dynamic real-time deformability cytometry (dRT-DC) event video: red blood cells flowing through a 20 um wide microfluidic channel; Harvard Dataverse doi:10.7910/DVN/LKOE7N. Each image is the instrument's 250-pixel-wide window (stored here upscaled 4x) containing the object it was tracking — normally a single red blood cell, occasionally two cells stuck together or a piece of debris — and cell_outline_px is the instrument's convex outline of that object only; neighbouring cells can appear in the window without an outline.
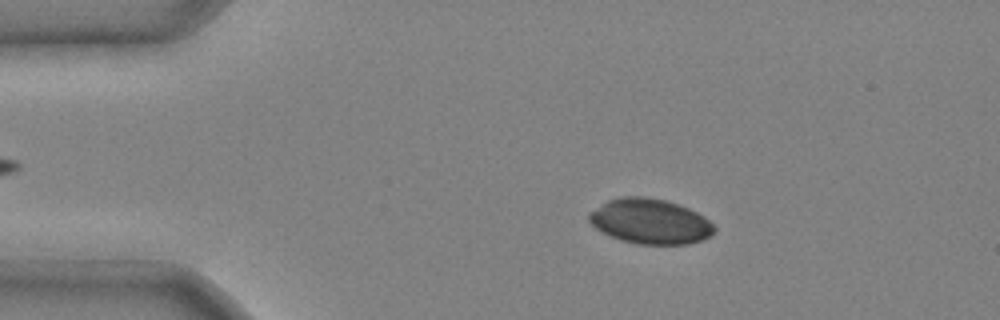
{"species": "common noctule bat (a hibernating species)", "species_latin": "Nyctalus noctula", "temperature_condition": "cold", "stored_images_in_passage": 7, "camera_frame_rate_fps": 3000, "um_per_image_px": 0.085, "animal": {"sex": "male", "body_mass_g": 20.4}, "frame": {"image": 1, "passage_image": 2, "time_ms": 0.333, "image_size_px": [1000, 320], "cell_outline_px": [[716, 228], [708, 236], [700, 240], [688, 244], [636, 244], [620, 240], [600, 232], [588, 220], [588, 212], [608, 200], [620, 196], [644, 196], [668, 200], [680, 204], [704, 216]], "centroid_in_image_um": [55.22, 18.8], "position_along_channel_um": 29.8, "area_um2": 33.06}}
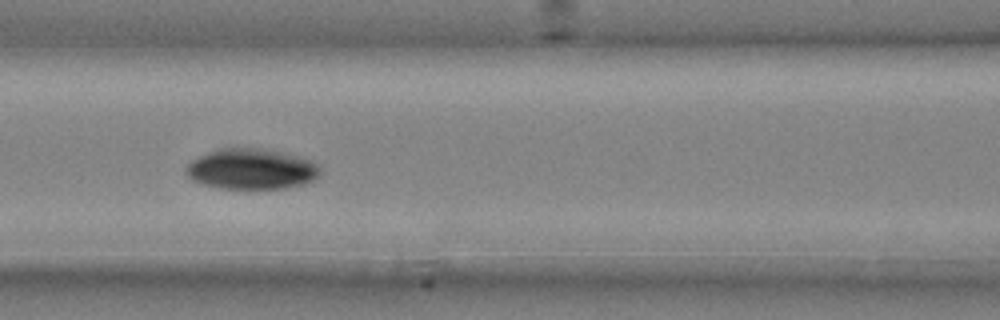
{"frame": {"image": 2, "passage_image": 5, "time_ms": 1.333, "image_size_px": [1000, 320], "cell_outline_px": [[320, 176], [304, 184], [284, 188], [220, 188], [204, 184], [192, 180], [184, 172], [188, 164], [192, 160], [208, 152], [220, 148], [264, 148], [284, 152], [312, 160], [320, 168]], "centroid_in_image_um": [21.39, 14.35], "position_along_channel_um": 145.2, "area_um2": 31.73}}
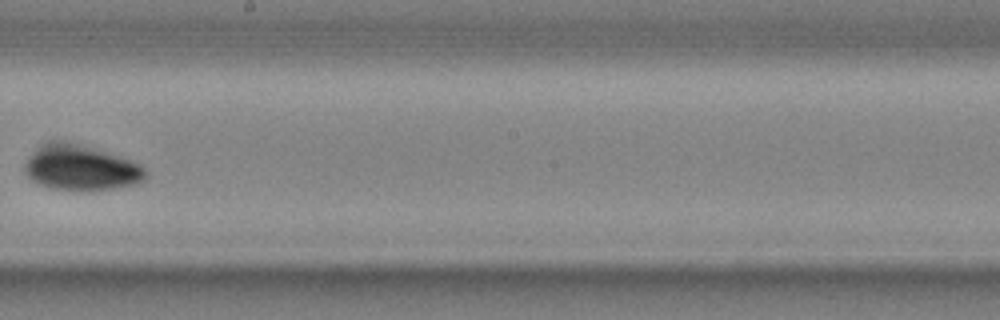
{"frame": {"image": 3, "passage_image": 7, "time_ms": 2.0, "image_size_px": [1000, 320], "cell_outline_px": [[148, 176], [144, 180], [136, 184], [112, 188], [80, 192], [48, 188], [32, 180], [24, 172], [24, 164], [48, 140], [52, 140], [72, 144], [104, 152], [132, 160], [140, 164], [144, 168]], "centroid_in_image_um": [6.9, 14.32], "position_along_channel_um": 241.3, "area_um2": 31.39}}